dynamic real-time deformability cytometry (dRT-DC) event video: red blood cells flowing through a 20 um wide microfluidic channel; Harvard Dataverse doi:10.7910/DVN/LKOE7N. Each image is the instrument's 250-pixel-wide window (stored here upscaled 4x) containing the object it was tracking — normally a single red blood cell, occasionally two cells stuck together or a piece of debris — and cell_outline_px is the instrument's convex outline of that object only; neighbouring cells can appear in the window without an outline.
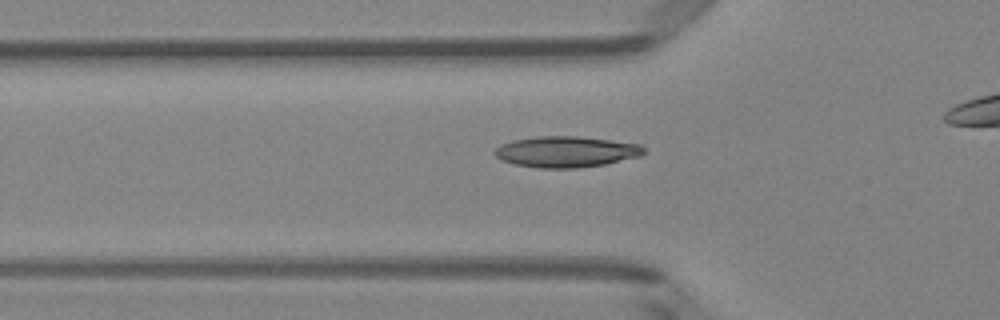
{"species": "Egyptian fruit bat (a non-hibernating species)", "species_latin": "Rousettus aegyptiacus", "temperature_condition": "room temperature", "stored_images_in_passage": 44, "camera_frame_rate_fps": 3000, "um_per_image_px": 0.085, "animal": {"sex": "female"}, "frame": {"image": 1, "passage_image": 17, "time_ms": 5.333, "image_size_px": [1000, 320], "cell_outline_px": [[644, 152], [640, 156], [604, 164], [576, 168], [536, 168], [516, 164], [500, 160], [492, 152], [500, 144], [512, 140], [540, 136], [576, 136], [640, 144], [644, 148]], "centroid_in_image_um": [48.07, 12.9], "position_along_channel_um": 77.7, "area_um2": 26.82}}
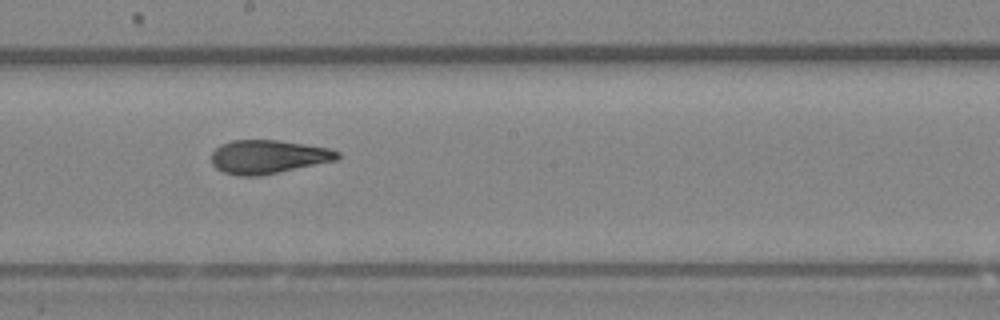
{"frame": {"image": 2, "passage_image": 28, "time_ms": 9.0, "image_size_px": [1000, 320], "cell_outline_px": [[340, 160], [260, 176], [240, 176], [224, 172], [216, 168], [212, 164], [212, 152], [220, 144], [232, 140], [276, 140], [304, 144], [328, 148], [340, 152]], "centroid_in_image_um": [22.82, 13.33], "position_along_channel_um": 225.4, "area_um2": 24.85}}
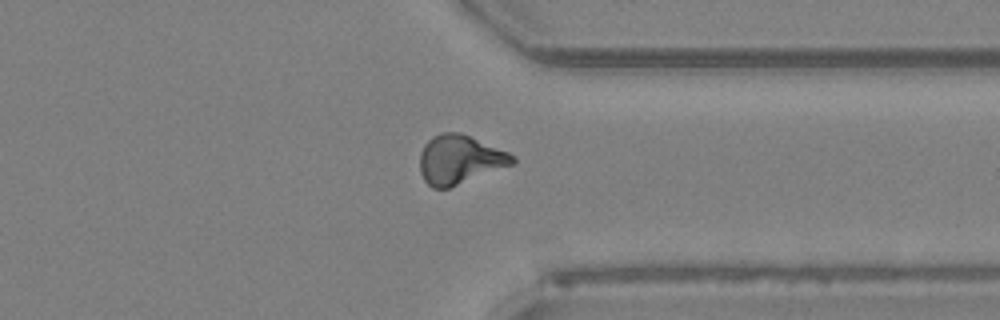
{"frame": {"image": 3, "passage_image": 39, "time_ms": 12.667, "image_size_px": [1000, 320], "cell_outline_px": [[516, 164], [448, 188], [432, 188], [424, 180], [420, 172], [420, 152], [424, 144], [432, 136], [440, 132], [460, 132], [508, 152], [516, 156]], "centroid_in_image_um": [39.08, 13.56], "position_along_channel_um": 372.3, "area_um2": 26.59}, "authors_computed_cell_mechanics": {"area_um2": 24.9407, "velocity_mm_per_s": 4.0438, "shape_relaxation_time_tau1_ms": null, "shape_relaxation_time_tau2_ms": 1.6176, "deformation_change_tau1": null, "deformation_change_tau2": 0.0799}}